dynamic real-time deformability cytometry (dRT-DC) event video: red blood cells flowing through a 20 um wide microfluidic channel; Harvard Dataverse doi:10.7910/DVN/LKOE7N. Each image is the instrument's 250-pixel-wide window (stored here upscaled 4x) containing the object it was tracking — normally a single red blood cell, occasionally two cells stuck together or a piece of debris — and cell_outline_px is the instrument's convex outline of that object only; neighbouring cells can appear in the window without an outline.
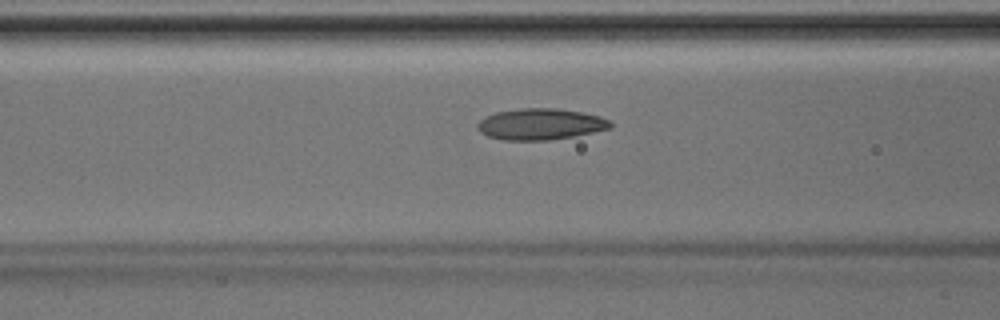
{"species": "Egyptian fruit bat (a non-hibernating species)", "species_latin": "Rousettus aegyptiacus", "temperature_condition": "room temperature", "stored_images_in_passage": 43, "camera_frame_rate_fps": 3000, "um_per_image_px": 0.085, "animal": {"sex": "male"}, "frame": {"image": 1, "passage_image": 16, "time_ms": 5.0, "image_size_px": [1000, 320], "cell_outline_px": [[612, 128], [572, 136], [548, 140], [504, 140], [488, 136], [480, 132], [476, 128], [476, 124], [484, 116], [496, 112], [520, 108], [560, 108], [600, 116], [608, 120], [612, 124]], "centroid_in_image_um": [45.9, 10.54], "position_along_channel_um": 120.7, "area_um2": 24.22}}
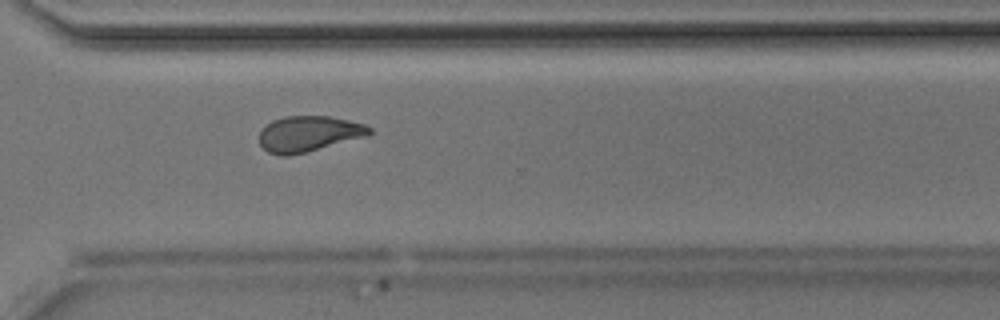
{"frame": {"image": 2, "passage_image": 31, "time_ms": 10.0, "image_size_px": [1000, 320], "cell_outline_px": [[372, 132], [368, 136], [288, 156], [280, 156], [268, 152], [260, 144], [260, 132], [272, 120], [284, 116], [328, 116], [348, 120], [364, 124], [372, 128]], "centroid_in_image_um": [26.25, 11.37], "position_along_channel_um": 344.4, "area_um2": 22.72}}
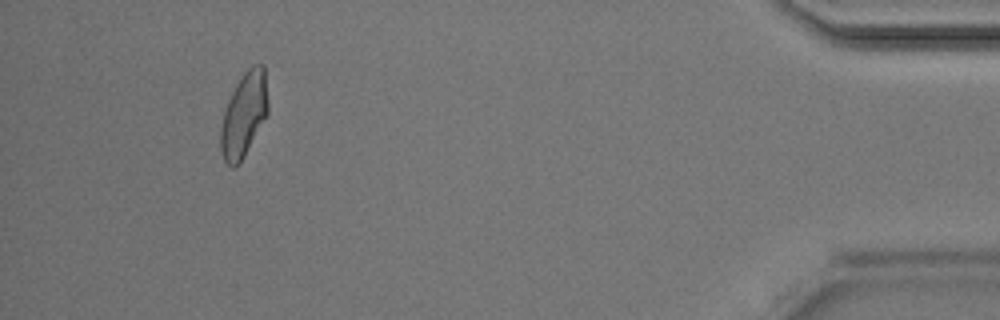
{"frame": {"image": 3, "passage_image": 40, "time_ms": 13.0, "image_size_px": [1000, 320], "cell_outline_px": [[268, 112], [244, 156], [236, 168], [232, 168], [224, 160], [220, 148], [220, 132], [224, 112], [232, 92], [236, 84], [244, 72], [252, 64], [264, 64], [268, 100]], "centroid_in_image_um": [20.74, 9.74], "position_along_channel_um": 414.5, "area_um2": 23.06}}